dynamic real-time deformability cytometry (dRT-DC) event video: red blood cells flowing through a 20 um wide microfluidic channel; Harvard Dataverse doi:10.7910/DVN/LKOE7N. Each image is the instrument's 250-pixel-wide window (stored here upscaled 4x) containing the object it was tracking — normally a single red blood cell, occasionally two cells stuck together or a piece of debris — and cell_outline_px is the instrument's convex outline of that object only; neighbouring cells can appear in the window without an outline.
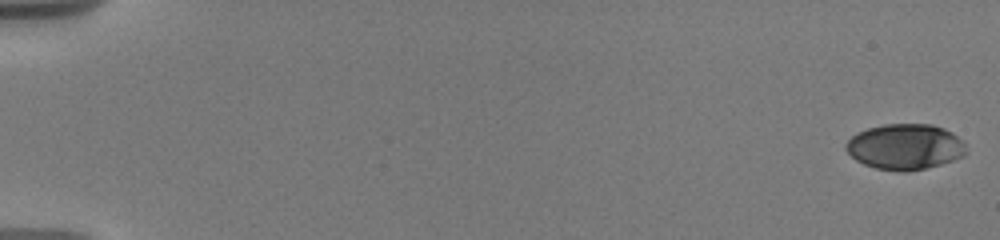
{"species": "human", "species_latin": "Homo sapiens", "temperature_condition": "warm", "stored_images_in_passage": 13, "camera_frame_rate_fps": 3000, "um_per_image_px": 0.085, "donor": {"sex": "male"}, "frame": {"image": 1, "passage_image": 1, "time_ms": 0.0, "image_size_px": [1000, 240], "cell_outline_px": [[964, 156], [940, 164], [924, 168], [904, 172], [876, 168], [864, 164], [856, 160], [844, 148], [844, 144], [856, 132], [868, 128], [884, 124], [932, 124], [944, 128], [952, 132], [964, 144]], "centroid_in_image_um": [76.89, 12.46], "position_along_channel_um": 8.1, "area_um2": 31.79}}
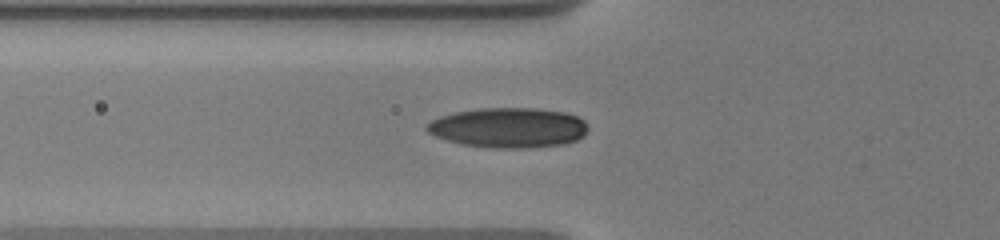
{"frame": {"image": 2, "passage_image": 13, "time_ms": 7.0, "image_size_px": [1000, 240], "cell_outline_px": [[588, 132], [584, 136], [576, 140], [564, 144], [528, 148], [492, 148], [460, 144], [436, 136], [428, 132], [424, 128], [424, 124], [440, 116], [456, 112], [480, 108], [536, 108], [564, 112], [576, 116], [584, 120], [588, 128]], "centroid_in_image_um": [43.22, 10.85], "position_along_channel_um": 82.6, "area_um2": 37.8}}